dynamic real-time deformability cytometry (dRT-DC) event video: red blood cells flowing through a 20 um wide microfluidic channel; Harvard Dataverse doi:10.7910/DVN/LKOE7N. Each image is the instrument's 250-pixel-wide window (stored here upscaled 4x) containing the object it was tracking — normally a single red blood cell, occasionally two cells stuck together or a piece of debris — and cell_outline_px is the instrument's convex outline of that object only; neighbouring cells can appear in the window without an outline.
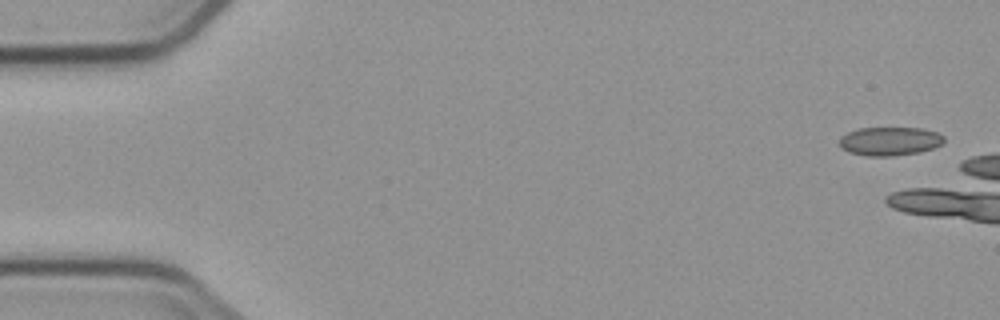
{"species": "common noctule bat (a hibernating species)", "species_latin": "Nyctalus noctula", "temperature_condition": "cold", "stored_images_in_passage": 3, "camera_frame_rate_fps": 3000, "um_per_image_px": 0.085, "animal": {"sex": "male", "body_mass_g": 23.1, "forearm_length_mm": 52.7}, "frame": {"image": 1, "passage_image": 1, "time_ms": 0.0, "image_size_px": [1000, 320], "cell_outline_px": [[944, 140], [940, 144], [932, 148], [920, 152], [892, 156], [868, 156], [848, 152], [840, 148], [840, 136], [848, 132], [860, 128], [924, 128], [936, 132], [944, 136]], "centroid_in_image_um": [75.61, 12.0], "position_along_channel_um": 9.4, "area_um2": 17.46}}